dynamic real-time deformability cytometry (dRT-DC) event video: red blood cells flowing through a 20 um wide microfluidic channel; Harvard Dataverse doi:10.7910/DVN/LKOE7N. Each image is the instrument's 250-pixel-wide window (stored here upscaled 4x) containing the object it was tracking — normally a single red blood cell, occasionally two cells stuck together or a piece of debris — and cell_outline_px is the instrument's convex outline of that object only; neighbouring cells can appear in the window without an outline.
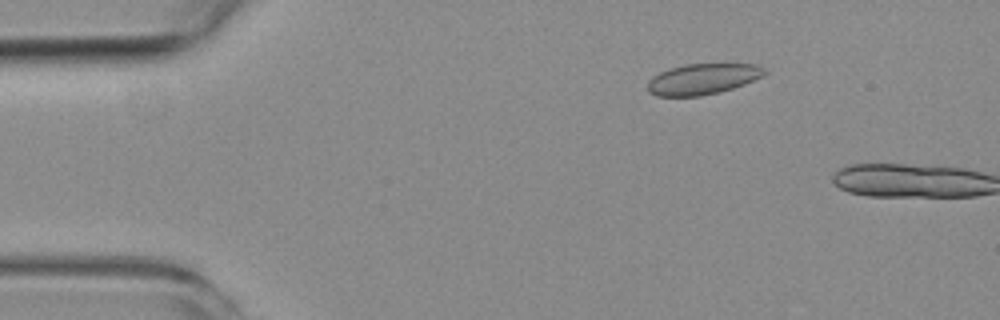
{"species": "common noctule bat (a hibernating species)", "species_latin": "Nyctalus noctula", "temperature_condition": "room temperature", "stored_images_in_passage": 2, "camera_frame_rate_fps": 3000, "um_per_image_px": 0.085, "animal": {"sex": "female", "body_mass_g": 19.3, "forearm_length_mm": 54.1}, "frame": {"image": 1, "passage_image": 1, "time_ms": 0.0, "image_size_px": [1000, 320], "cell_outline_px": [[768, 72], [764, 76], [744, 84], [720, 92], [700, 96], [656, 96], [648, 92], [648, 80], [652, 76], [668, 68], [684, 64], [756, 64], [764, 68]], "centroid_in_image_um": [59.72, 6.71], "position_along_channel_um": 25.3, "area_um2": 21.15}}